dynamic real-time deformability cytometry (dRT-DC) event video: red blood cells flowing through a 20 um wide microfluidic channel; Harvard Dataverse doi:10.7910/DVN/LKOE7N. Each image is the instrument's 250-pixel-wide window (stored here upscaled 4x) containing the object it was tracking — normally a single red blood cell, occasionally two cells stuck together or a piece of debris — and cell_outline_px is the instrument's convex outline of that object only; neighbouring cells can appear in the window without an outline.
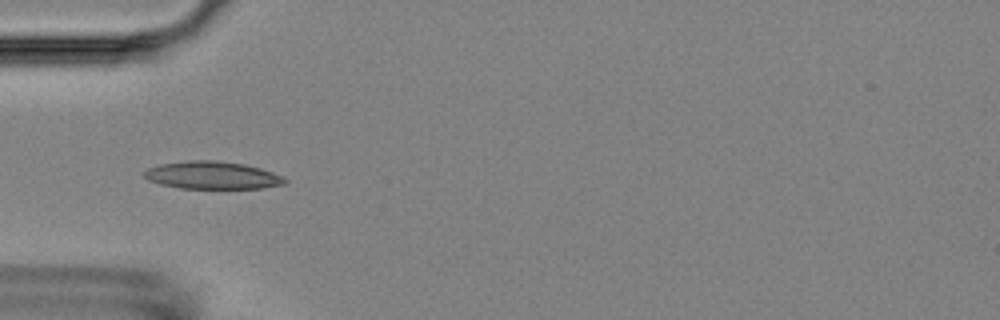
{"species": "Egyptian fruit bat (a non-hibernating species)", "species_latin": "Rousettus aegyptiacus", "temperature_condition": "room temperature", "stored_images_in_passage": 9, "camera_frame_rate_fps": 3000, "um_per_image_px": 0.085, "animal": {"sex": "female"}, "frame": {"image": 1, "passage_image": 3, "time_ms": 3.0, "image_size_px": [1000, 320], "cell_outline_px": [[288, 180], [284, 184], [264, 188], [180, 188], [160, 184], [148, 180], [144, 176], [144, 172], [148, 168], [160, 164], [188, 160], [216, 160], [244, 164], [260, 168], [284, 176]], "centroid_in_image_um": [18.06, 14.89], "position_along_channel_um": 66.9, "area_um2": 22.66}}
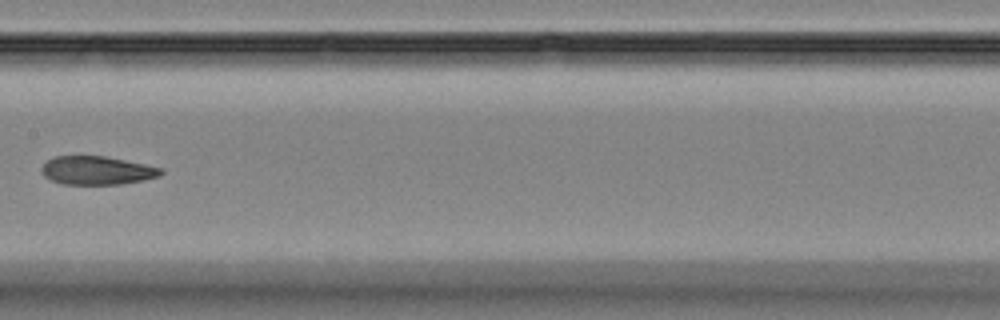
{"frame": {"image": 2, "passage_image": 6, "time_ms": 6.667, "image_size_px": [1000, 320], "cell_outline_px": [[164, 172], [160, 176], [144, 180], [120, 184], [60, 184], [44, 176], [40, 168], [48, 160], [56, 156], [104, 156], [164, 168]], "centroid_in_image_um": [8.26, 14.49], "position_along_channel_um": 199.1, "area_um2": 19.77}}
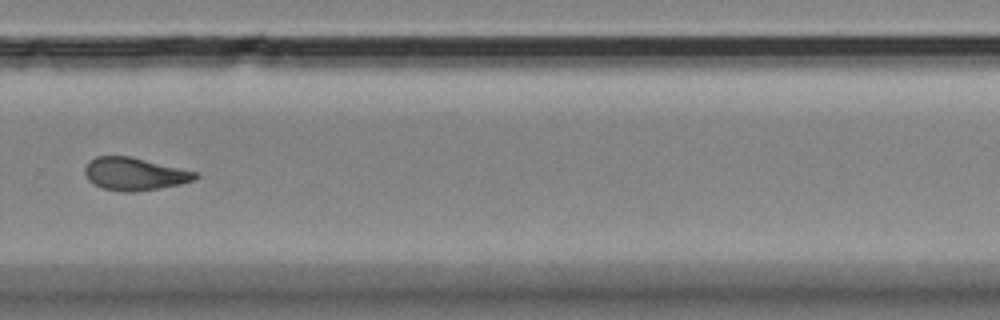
{"frame": {"image": 3, "passage_image": 9, "time_ms": 10.0, "image_size_px": [1000, 320], "cell_outline_px": [[200, 176], [196, 180], [180, 184], [160, 188], [136, 192], [120, 192], [104, 188], [88, 180], [84, 172], [84, 168], [96, 156], [132, 156], [196, 172]], "centroid_in_image_um": [11.46, 14.79], "position_along_channel_um": 318.3, "area_um2": 21.04}}